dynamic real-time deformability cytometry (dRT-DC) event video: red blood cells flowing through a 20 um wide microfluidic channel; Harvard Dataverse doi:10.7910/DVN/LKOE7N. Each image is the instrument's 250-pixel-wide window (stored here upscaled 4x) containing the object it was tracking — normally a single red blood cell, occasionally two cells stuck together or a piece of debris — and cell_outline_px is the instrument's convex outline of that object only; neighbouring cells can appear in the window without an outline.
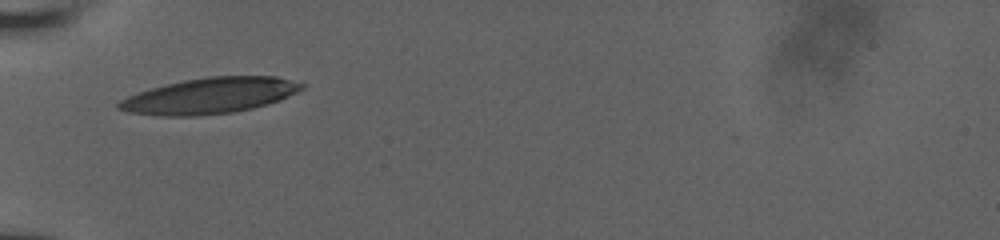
{"species": "human", "species_latin": "Homo sapiens", "temperature_condition": "room temperature", "stored_images_in_passage": 3, "camera_frame_rate_fps": 3000, "um_per_image_px": 0.085, "donor": {"sex": "male"}, "frame": {"image": 1, "passage_image": 1, "time_ms": 0.0, "image_size_px": [1000, 240], "cell_outline_px": [[304, 88], [280, 100], [268, 104], [252, 108], [232, 112], [196, 116], [164, 116], [128, 112], [116, 108], [116, 104], [120, 100], [136, 92], [184, 80], [208, 76], [276, 76], [304, 84]], "centroid_in_image_um": [17.81, 8.14], "position_along_channel_um": 67.2, "area_um2": 38.03}}
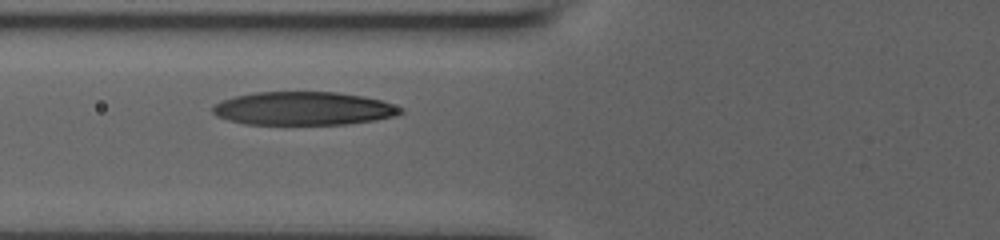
{"frame": {"image": 2, "passage_image": 2, "time_ms": 1.0, "image_size_px": [1000, 240], "cell_outline_px": [[404, 112], [396, 116], [376, 120], [344, 124], [244, 124], [228, 120], [216, 116], [212, 112], [212, 108], [216, 104], [224, 100], [236, 96], [256, 92], [336, 92], [364, 96], [380, 100], [404, 108]], "centroid_in_image_um": [25.83, 9.22], "position_along_channel_um": 100.0, "area_um2": 36.47}}